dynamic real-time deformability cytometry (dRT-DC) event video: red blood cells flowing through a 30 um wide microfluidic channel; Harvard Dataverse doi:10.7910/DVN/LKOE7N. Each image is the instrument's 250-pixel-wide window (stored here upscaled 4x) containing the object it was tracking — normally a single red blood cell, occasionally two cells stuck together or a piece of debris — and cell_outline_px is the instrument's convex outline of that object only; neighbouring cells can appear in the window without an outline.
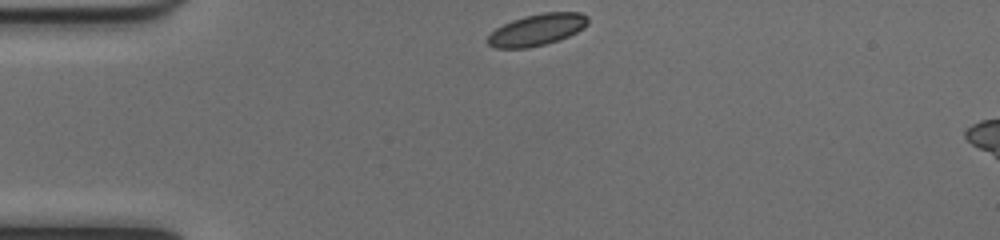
{"species": "common noctule bat (a hibernating species)", "species_latin": "Nyctalus noctula", "temperature_condition": "cold", "stored_images_in_passage": 41, "camera_frame_rate_fps": 3000, "um_per_image_px": 0.085, "animal": {"sex": "female", "body_mass_g": 17.0, "forearm_length_mm": 48.0}, "frame": {"image": 1, "passage_image": 1, "time_ms": 0.0, "image_size_px": [1000, 240], "cell_outline_px": [[588, 24], [584, 28], [560, 40], [528, 48], [496, 48], [488, 44], [484, 40], [496, 28], [512, 20], [524, 16], [544, 12], [580, 12], [588, 16]], "centroid_in_image_um": [45.64, 2.53], "position_along_channel_um": 39.4, "area_um2": 18.55}}
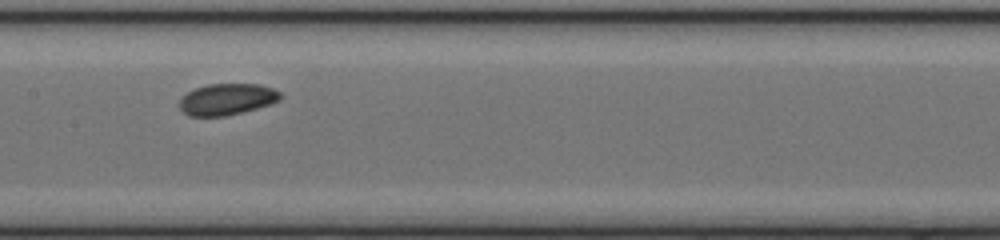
{"frame": {"image": 2, "passage_image": 15, "time_ms": 4.667, "image_size_px": [1000, 240], "cell_outline_px": [[284, 96], [280, 100], [272, 104], [224, 116], [188, 116], [180, 108], [180, 100], [188, 92], [196, 88], [208, 84], [260, 84], [272, 88], [280, 92]], "centroid_in_image_um": [19.33, 8.43], "position_along_channel_um": 188.1, "area_um2": 18.38}}
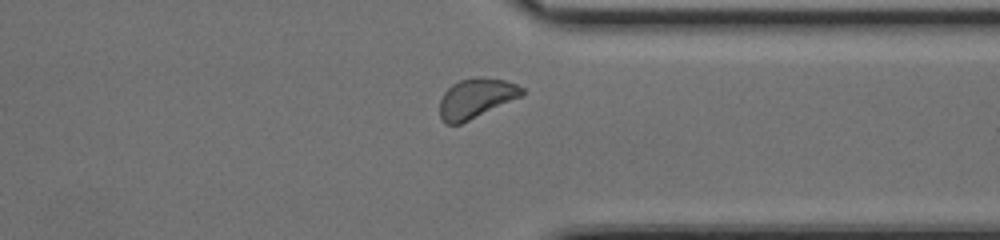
{"frame": {"image": 3, "passage_image": 29, "time_ms": 9.333, "image_size_px": [1000, 240], "cell_outline_px": [[524, 96], [460, 124], [444, 124], [440, 116], [440, 100], [444, 92], [452, 84], [460, 80], [480, 76], [484, 76], [504, 80], [516, 84], [524, 88]], "centroid_in_image_um": [40.48, 8.35], "position_along_channel_um": 370.9, "area_um2": 19.25}, "authors_computed_cell_mechanics": {"area_um2": 18.9584, "velocity_mm_per_s": 3.9429, "shape_relaxation_time_tau1_ms": 1.3503, "shape_relaxation_time_tau2_ms": null, "deformation_change_tau1": 0.0497, "deformation_change_tau2": null}}